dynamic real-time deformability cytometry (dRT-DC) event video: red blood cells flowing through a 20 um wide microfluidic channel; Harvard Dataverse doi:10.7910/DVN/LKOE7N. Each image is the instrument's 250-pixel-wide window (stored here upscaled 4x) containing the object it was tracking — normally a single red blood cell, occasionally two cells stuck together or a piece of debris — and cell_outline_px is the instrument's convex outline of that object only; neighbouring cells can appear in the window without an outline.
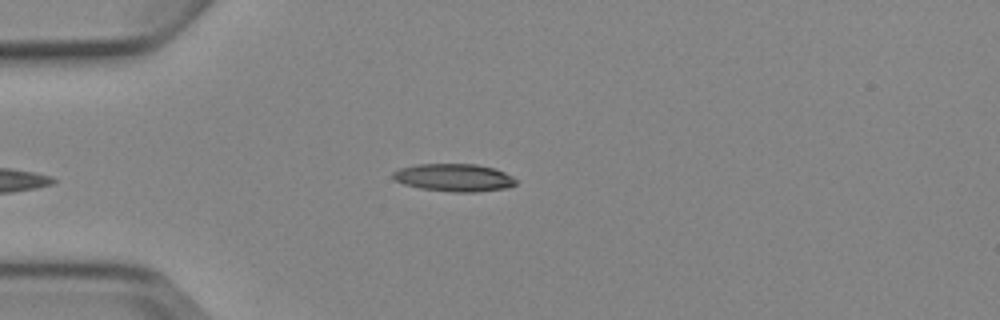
{"species": "Egyptian fruit bat (a non-hibernating species)", "species_latin": "Rousettus aegyptiacus", "temperature_condition": "cold", "stored_images_in_passage": 5, "camera_frame_rate_fps": 3000, "um_per_image_px": 0.085, "animal": {"sex": "female"}, "frame": {"image": 1, "passage_image": 5, "time_ms": 4.667, "image_size_px": [1000, 320], "cell_outline_px": [[516, 184], [504, 188], [476, 192], [452, 192], [420, 188], [404, 184], [396, 180], [392, 176], [392, 172], [400, 168], [416, 164], [476, 164], [492, 168], [504, 172], [512, 176], [516, 180]], "centroid_in_image_um": [38.57, 15.09], "position_along_channel_um": 46.4, "area_um2": 19.71}}